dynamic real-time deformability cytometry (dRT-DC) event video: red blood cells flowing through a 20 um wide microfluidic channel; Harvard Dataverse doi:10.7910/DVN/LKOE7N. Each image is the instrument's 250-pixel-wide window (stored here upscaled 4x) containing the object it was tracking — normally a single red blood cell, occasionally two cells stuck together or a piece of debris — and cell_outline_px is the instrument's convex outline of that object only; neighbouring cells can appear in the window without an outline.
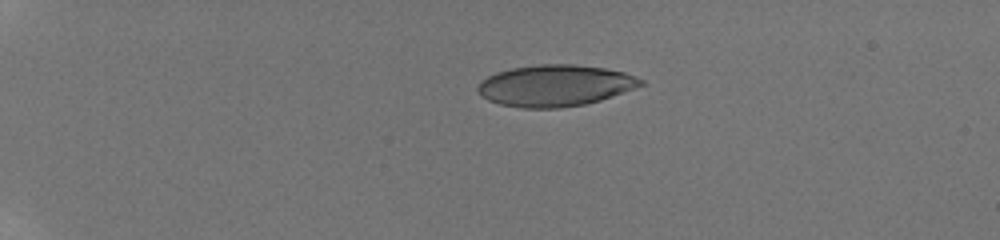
{"species": "human", "species_latin": "Homo sapiens", "temperature_condition": "room temperature", "stored_images_in_passage": 7, "camera_frame_rate_fps": 3000, "um_per_image_px": 0.085, "donor": {"sex": "male"}, "frame": {"image": 1, "passage_image": 1, "time_ms": 0.0, "image_size_px": [1000, 240], "cell_outline_px": [[644, 84], [612, 96], [600, 100], [584, 104], [560, 108], [520, 108], [500, 104], [488, 100], [480, 96], [476, 88], [480, 80], [496, 72], [512, 68], [540, 64], [572, 64], [604, 68], [624, 72], [636, 76], [644, 80]], "centroid_in_image_um": [47.14, 7.27], "position_along_channel_um": 37.9, "area_um2": 39.42}}
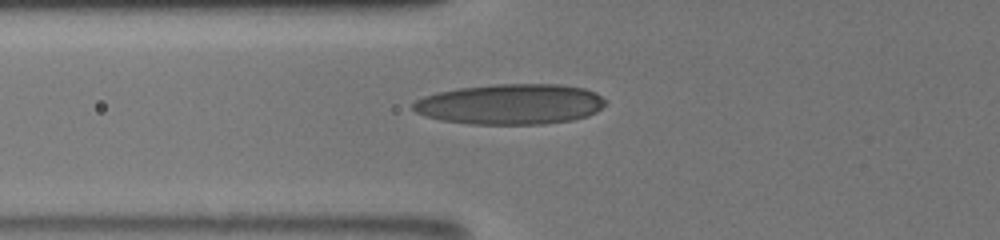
{"frame": {"image": 2, "passage_image": 5, "time_ms": 3.333, "image_size_px": [1000, 240], "cell_outline_px": [[608, 104], [596, 112], [588, 116], [572, 120], [544, 124], [472, 124], [440, 120], [424, 116], [416, 112], [412, 108], [412, 104], [416, 100], [424, 96], [436, 92], [460, 88], [496, 84], [560, 84], [584, 88], [596, 92], [608, 100]], "centroid_in_image_um": [43.43, 8.85], "position_along_channel_um": 82.4, "area_um2": 45.78}}
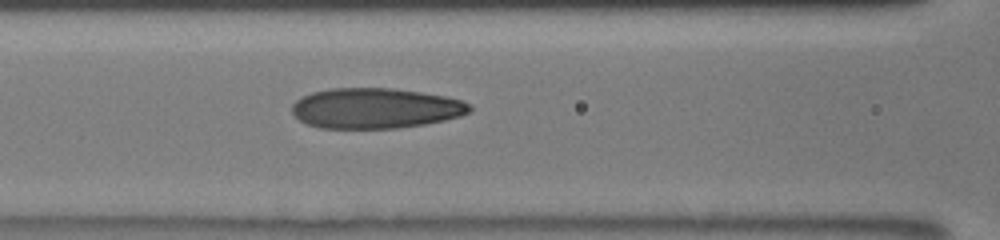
{"frame": {"image": 3, "passage_image": 7, "time_ms": 4.667, "image_size_px": [1000, 240], "cell_outline_px": [[472, 112], [460, 116], [444, 120], [424, 124], [396, 128], [320, 128], [308, 124], [300, 120], [292, 112], [292, 104], [300, 96], [312, 92], [332, 88], [392, 88], [420, 92], [444, 96], [460, 100], [472, 104]], "centroid_in_image_um": [31.91, 9.2], "position_along_channel_um": 134.7, "area_um2": 41.85}}